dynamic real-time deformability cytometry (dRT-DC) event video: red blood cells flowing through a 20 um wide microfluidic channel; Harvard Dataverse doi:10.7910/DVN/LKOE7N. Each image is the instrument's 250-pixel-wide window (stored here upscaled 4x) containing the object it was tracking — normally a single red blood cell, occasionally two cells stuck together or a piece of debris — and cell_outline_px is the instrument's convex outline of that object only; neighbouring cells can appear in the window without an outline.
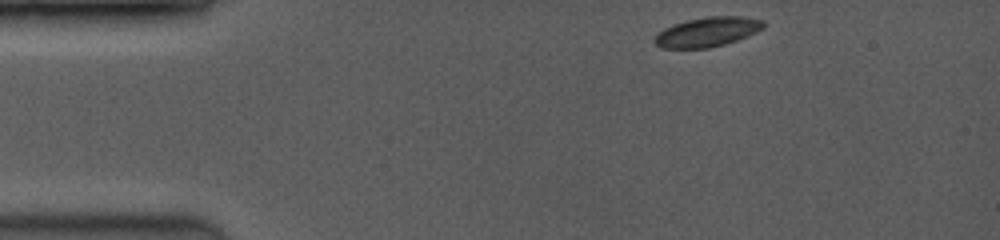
{"species": "common noctule bat (a hibernating species)", "species_latin": "Nyctalus noctula", "temperature_condition": "room temperature", "stored_images_in_passage": 14, "camera_frame_rate_fps": 3500, "um_per_image_px": 0.085, "animal": {"sex": "female", "body_mass_g": 19.0, "forearm_length_mm": 53.3}, "frame": {"image": 1, "passage_image": 1, "time_ms": 0.0, "image_size_px": [1000, 240], "cell_outline_px": [[768, 24], [764, 28], [748, 36], [724, 44], [708, 48], [660, 48], [652, 40], [664, 28], [688, 20], [708, 16], [740, 16], [764, 20]], "centroid_in_image_um": [60.17, 2.71], "position_along_channel_um": 24.8, "area_um2": 18.73}}